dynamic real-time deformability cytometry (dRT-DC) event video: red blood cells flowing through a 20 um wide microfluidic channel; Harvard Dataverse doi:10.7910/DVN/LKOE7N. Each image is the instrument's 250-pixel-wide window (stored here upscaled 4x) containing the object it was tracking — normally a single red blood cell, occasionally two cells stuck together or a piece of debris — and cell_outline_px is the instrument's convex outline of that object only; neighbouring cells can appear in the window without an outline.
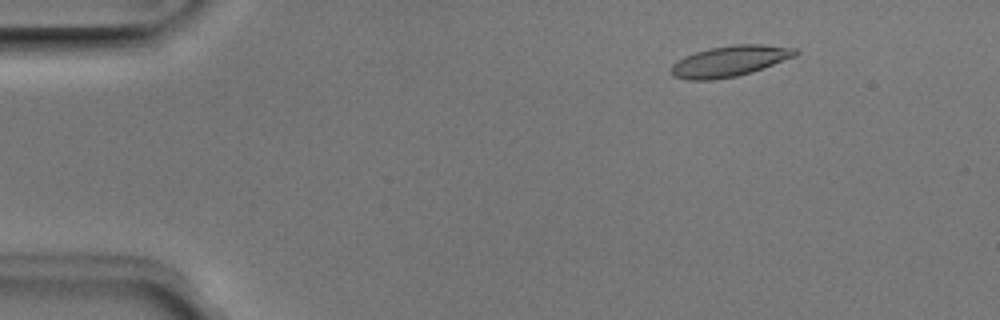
{"species": "Egyptian fruit bat (a non-hibernating species)", "species_latin": "Rousettus aegyptiacus", "temperature_condition": "room temperature", "stored_images_in_passage": 51, "camera_frame_rate_fps": 3000, "um_per_image_px": 0.085, "animal": {"sex": "male"}, "frame": {"image": 1, "passage_image": 7, "time_ms": 2.0, "image_size_px": [1000, 320], "cell_outline_px": [[800, 52], [796, 56], [764, 68], [752, 72], [736, 76], [712, 80], [688, 80], [672, 76], [668, 72], [672, 64], [684, 56], [708, 48], [732, 44], [764, 44], [796, 48]], "centroid_in_image_um": [62.02, 5.19], "position_along_channel_um": 23.0, "area_um2": 22.66}}
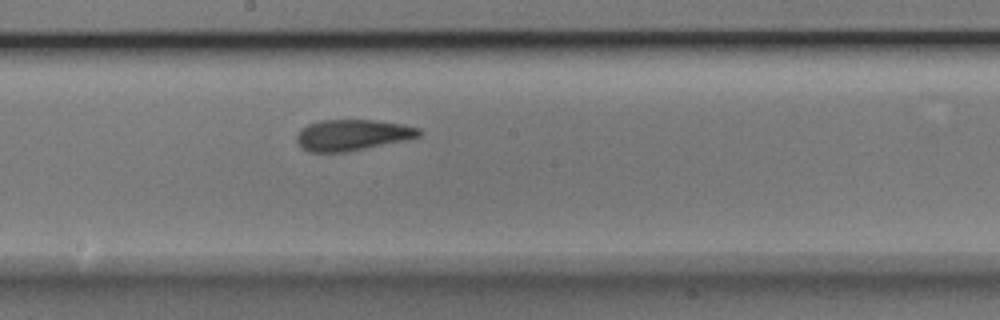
{"frame": {"image": 2, "passage_image": 28, "time_ms": 9.0, "image_size_px": [1000, 320], "cell_outline_px": [[424, 132], [416, 140], [344, 152], [308, 152], [296, 140], [296, 136], [300, 128], [308, 124], [320, 120], [372, 120], [404, 124], [420, 128]], "centroid_in_image_um": [30.06, 11.48], "position_along_channel_um": 218.1, "area_um2": 22.72}}
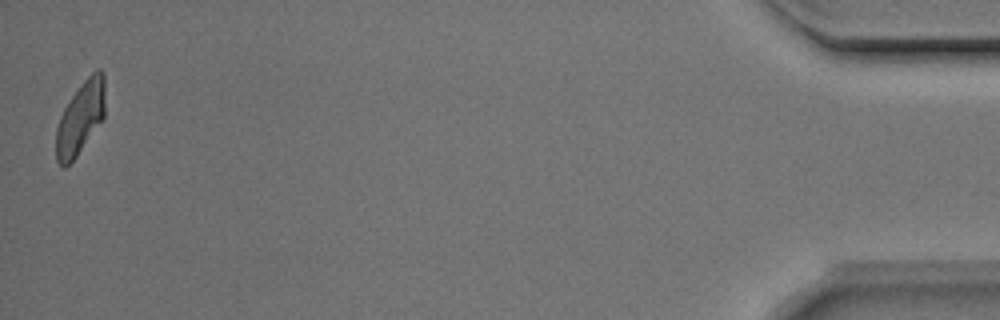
{"frame": {"image": 3, "passage_image": 51, "time_ms": 16.667, "image_size_px": [1000, 320], "cell_outline_px": [[104, 116], [76, 156], [64, 168], [56, 160], [56, 128], [60, 116], [64, 108], [72, 96], [84, 80], [96, 68], [100, 68], [104, 72]], "centroid_in_image_um": [6.83, 9.99], "position_along_channel_um": 428.4, "area_um2": 20.35}, "authors_computed_cell_mechanics": {"area_um2": 21.8484, "velocity_mm_per_s": 3.9396, "shape_relaxation_time_tau1_ms": 6.3286, "shape_relaxation_time_tau2_ms": 1.8072, "deformation_change_tau1": 0.2217, "deformation_change_tau2": 0.0952}}